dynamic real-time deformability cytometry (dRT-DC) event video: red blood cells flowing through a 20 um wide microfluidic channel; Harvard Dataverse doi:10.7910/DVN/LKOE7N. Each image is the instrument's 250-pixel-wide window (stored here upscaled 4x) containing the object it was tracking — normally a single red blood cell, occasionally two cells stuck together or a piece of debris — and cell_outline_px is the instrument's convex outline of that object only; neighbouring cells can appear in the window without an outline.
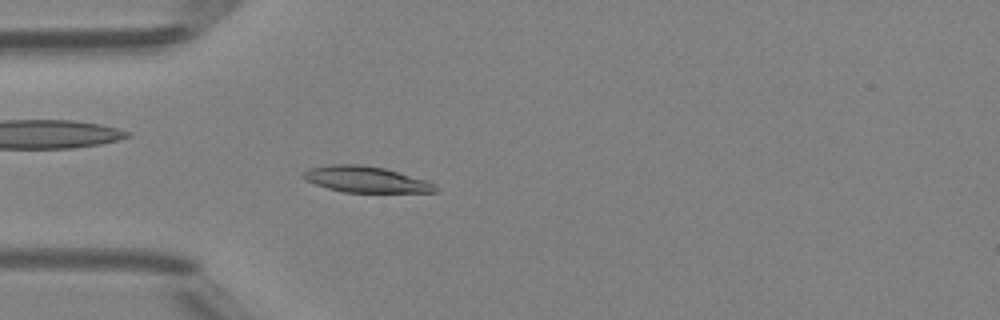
{"species": "Egyptian fruit bat (a non-hibernating species)", "species_latin": "Rousettus aegyptiacus", "temperature_condition": "room temperature", "stored_images_in_passage": 48, "camera_frame_rate_fps": 3000, "um_per_image_px": 0.085, "animal": {"sex": "female"}, "frame": {"image": 1, "passage_image": 14, "time_ms": 4.333, "image_size_px": [1000, 320], "cell_outline_px": [[440, 188], [436, 192], [344, 192], [328, 188], [304, 180], [304, 172], [308, 168], [332, 164], [360, 164], [384, 168], [428, 180], [436, 184]], "centroid_in_image_um": [31.15, 15.25], "position_along_channel_um": 53.9, "area_um2": 20.11}}
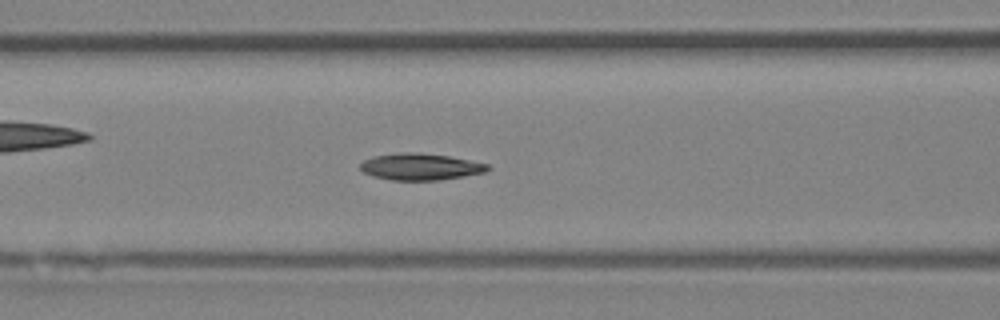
{"frame": {"image": 2, "passage_image": 20, "time_ms": 6.333, "image_size_px": [1000, 320], "cell_outline_px": [[488, 168], [484, 172], [464, 176], [436, 180], [392, 180], [372, 176], [364, 172], [360, 168], [360, 164], [364, 160], [372, 156], [400, 152], [416, 152], [448, 156], [488, 164]], "centroid_in_image_um": [35.67, 14.16], "position_along_channel_um": 130.9, "area_um2": 19.59}}
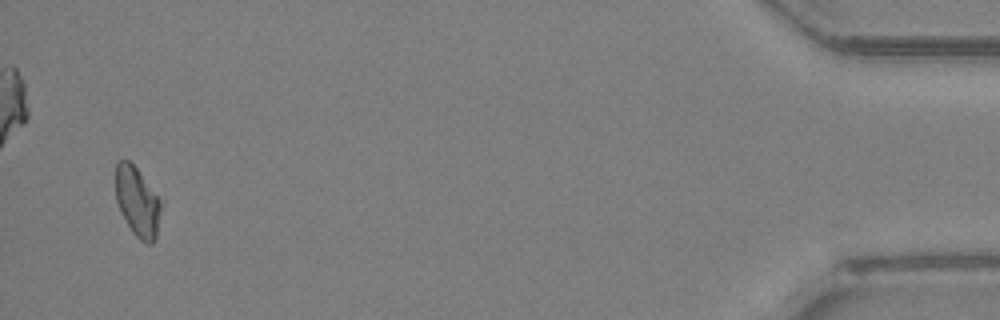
{"frame": {"image": 3, "passage_image": 47, "time_ms": 15.333, "image_size_px": [1000, 320], "cell_outline_px": [[160, 208], [156, 236], [152, 244], [148, 244], [140, 240], [132, 232], [116, 200], [116, 160], [128, 160], [136, 168], [160, 200]], "centroid_in_image_um": [11.66, 17.15], "position_along_channel_um": 423.5, "area_um2": 17.74}, "authors_computed_cell_mechanics": {"area_um2": 19.5364, "velocity_mm_per_s": 4.1979, "shape_relaxation_time_tau1_ms": 10.4071, "shape_relaxation_time_tau2_ms": null, "deformation_change_tau1": 0.1665, "deformation_change_tau2": null}}